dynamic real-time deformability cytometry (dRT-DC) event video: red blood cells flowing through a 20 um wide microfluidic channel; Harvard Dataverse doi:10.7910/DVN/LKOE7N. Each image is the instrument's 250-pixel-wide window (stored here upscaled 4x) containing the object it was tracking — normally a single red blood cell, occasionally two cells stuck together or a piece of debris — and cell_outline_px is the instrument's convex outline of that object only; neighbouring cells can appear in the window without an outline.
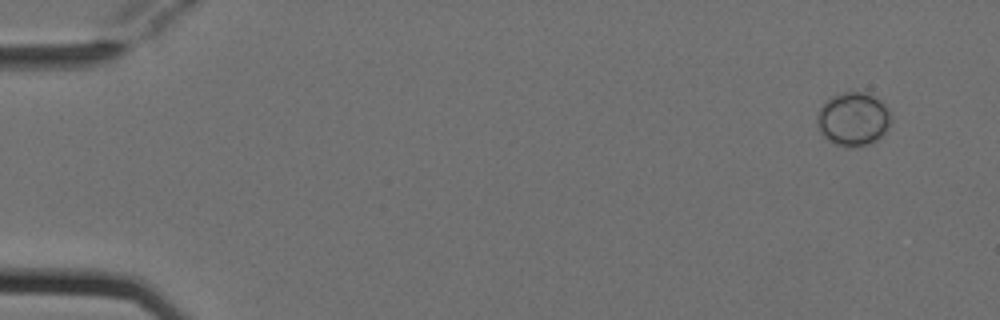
{"species": "Egyptian fruit bat (a non-hibernating species)", "species_latin": "Rousettus aegyptiacus", "temperature_condition": "cold", "stored_images_in_passage": 3, "camera_frame_rate_fps": 3000, "um_per_image_px": 0.085, "animal": {"sex": "female"}, "frame": {"image": 1, "passage_image": 1, "time_ms": 0.0, "image_size_px": [1000, 320], "cell_outline_px": [[892, 120], [888, 128], [876, 140], [868, 144], [856, 148], [844, 148], [828, 140], [820, 132], [816, 124], [816, 112], [832, 96], [844, 92], [864, 92], [880, 100], [888, 108], [892, 116]], "centroid_in_image_um": [72.51, 10.14], "position_along_channel_um": 12.5, "area_um2": 23.29}}